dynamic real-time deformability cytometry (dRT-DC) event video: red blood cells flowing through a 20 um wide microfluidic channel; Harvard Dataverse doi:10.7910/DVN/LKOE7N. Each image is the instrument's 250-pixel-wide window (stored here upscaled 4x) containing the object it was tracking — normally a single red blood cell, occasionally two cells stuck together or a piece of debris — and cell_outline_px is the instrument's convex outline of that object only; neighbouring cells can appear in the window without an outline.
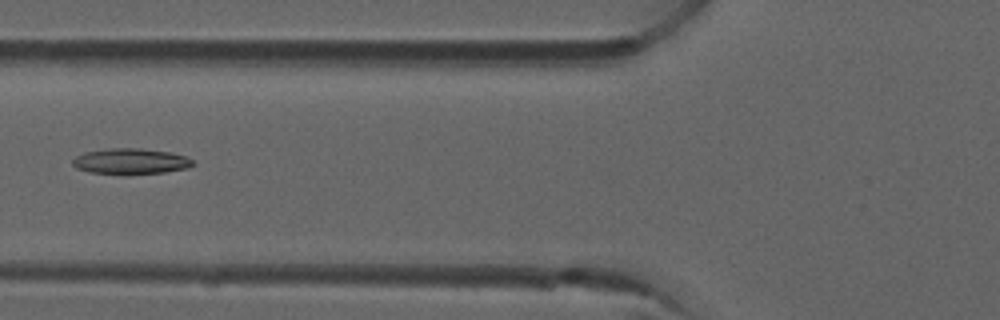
{"species": "common noctule bat (a hibernating species)", "species_latin": "Nyctalus noctula", "temperature_condition": "room temperature", "stored_images_in_passage": 2, "camera_frame_rate_fps": 3000, "um_per_image_px": 0.085, "animal": {"sex": "male", "forearm_length_mm": 52.5}, "frame": {"image": 1, "passage_image": 2, "time_ms": 0.333, "image_size_px": [1000, 320], "cell_outline_px": [[196, 164], [188, 168], [164, 172], [92, 172], [76, 168], [72, 164], [72, 160], [76, 156], [84, 152], [108, 148], [140, 148], [172, 152], [184, 156], [192, 160]], "centroid_in_image_um": [11.13, 13.67], "position_along_channel_um": 114.7, "area_um2": 17.46}}